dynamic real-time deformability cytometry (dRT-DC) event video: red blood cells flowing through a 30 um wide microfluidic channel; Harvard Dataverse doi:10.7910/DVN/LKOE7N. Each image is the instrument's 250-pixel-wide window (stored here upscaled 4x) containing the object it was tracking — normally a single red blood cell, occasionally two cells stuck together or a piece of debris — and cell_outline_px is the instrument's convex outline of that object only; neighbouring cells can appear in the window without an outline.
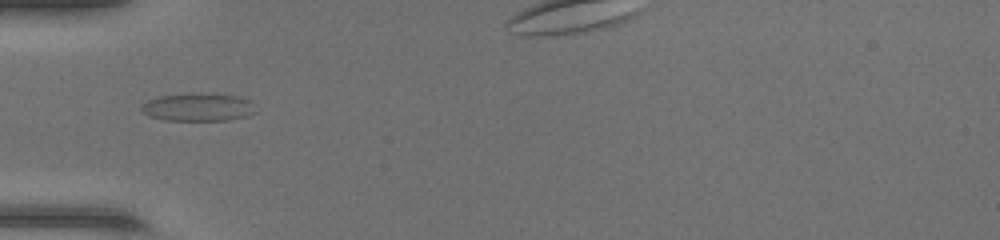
{"species": "common noctule bat (a hibernating species)", "species_latin": "Nyctalus noctula", "temperature_condition": "warm", "stored_images_in_passage": 29, "camera_frame_rate_fps": 3000, "um_per_image_px": 0.085, "animal": {"sex": "female", "body_mass_g": 17.0, "forearm_length_mm": 48.0}, "frame": {"image": 1, "passage_image": 1, "time_ms": 0.0, "image_size_px": [1000, 240], "cell_outline_px": [[256, 112], [248, 116], [228, 120], [164, 120], [148, 116], [140, 108], [140, 104], [148, 100], [160, 96], [200, 92], [240, 96], [248, 100]], "centroid_in_image_um": [16.81, 9.1], "position_along_channel_um": 68.2, "area_um2": 18.73}}
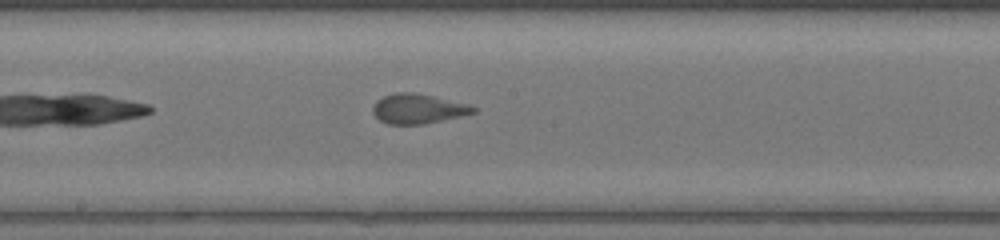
{"frame": {"image": 2, "passage_image": 11, "time_ms": 3.333, "image_size_px": [1000, 240], "cell_outline_px": [[476, 112], [460, 116], [424, 124], [388, 124], [380, 120], [372, 112], [372, 108], [376, 100], [384, 96], [396, 92], [412, 92], [432, 96], [468, 104], [476, 108]], "centroid_in_image_um": [35.5, 9.24], "position_along_channel_um": 212.7, "area_um2": 17.22}}
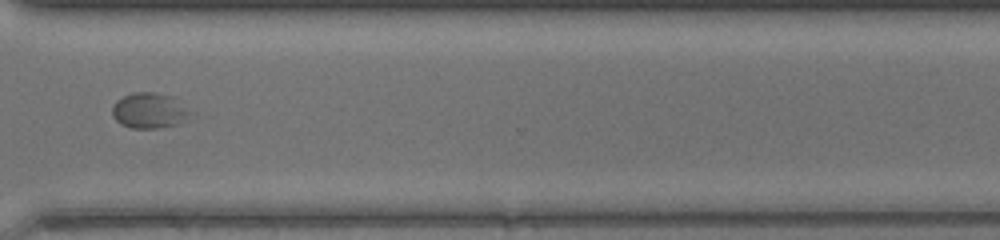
{"frame": {"image": 3, "passage_image": 21, "time_ms": 6.667, "image_size_px": [1000, 240], "cell_outline_px": [[196, 112], [176, 124], [156, 128], [132, 128], [120, 124], [112, 116], [112, 108], [116, 100], [132, 92], [156, 92], [172, 96]], "centroid_in_image_um": [12.71, 9.38], "position_along_channel_um": 357.9, "area_um2": 16.36}}